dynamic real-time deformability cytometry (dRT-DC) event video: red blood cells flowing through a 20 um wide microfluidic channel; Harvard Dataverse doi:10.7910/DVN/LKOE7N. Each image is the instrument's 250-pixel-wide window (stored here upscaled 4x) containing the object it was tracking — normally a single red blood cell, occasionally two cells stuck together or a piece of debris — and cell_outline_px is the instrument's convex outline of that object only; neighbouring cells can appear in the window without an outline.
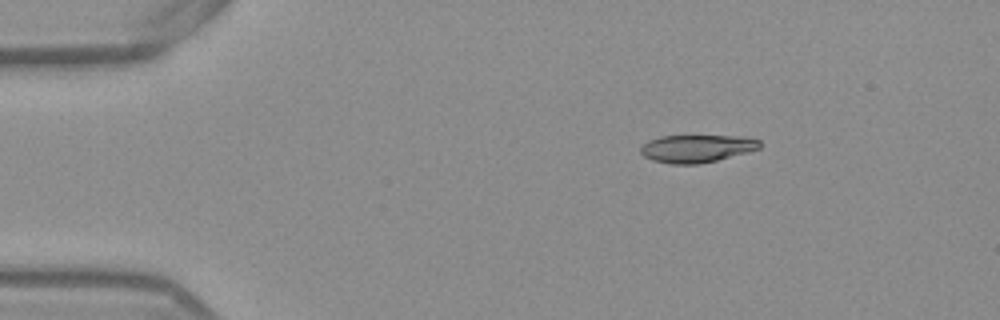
{"species": "Egyptian fruit bat (a non-hibernating species)", "species_latin": "Rousettus aegyptiacus", "temperature_condition": "warm", "stored_images_in_passage": 45, "camera_frame_rate_fps": 3000, "um_per_image_px": 0.085, "frame": {"image": 1, "passage_image": 1, "time_ms": 0.0, "image_size_px": [1000, 320], "cell_outline_px": [[760, 148], [748, 152], [700, 164], [672, 164], [652, 160], [644, 156], [640, 152], [640, 148], [648, 140], [660, 136], [740, 136], [760, 140]], "centroid_in_image_um": [59.2, 12.62], "position_along_channel_um": 25.8, "area_um2": 19.13}}
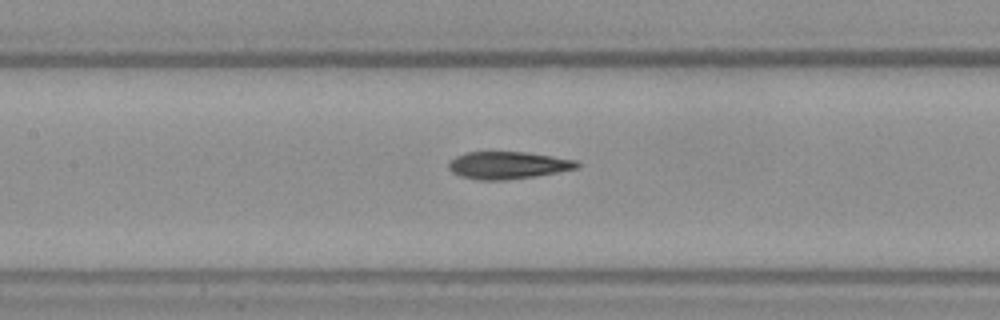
{"frame": {"image": 2, "passage_image": 17, "time_ms": 5.333, "image_size_px": [1000, 320], "cell_outline_px": [[580, 164], [576, 168], [556, 172], [508, 180], [476, 180], [460, 176], [452, 172], [448, 168], [448, 164], [456, 156], [468, 152], [528, 152], [576, 160]], "centroid_in_image_um": [43.14, 14.04], "position_along_channel_um": 164.3, "area_um2": 20.29}}
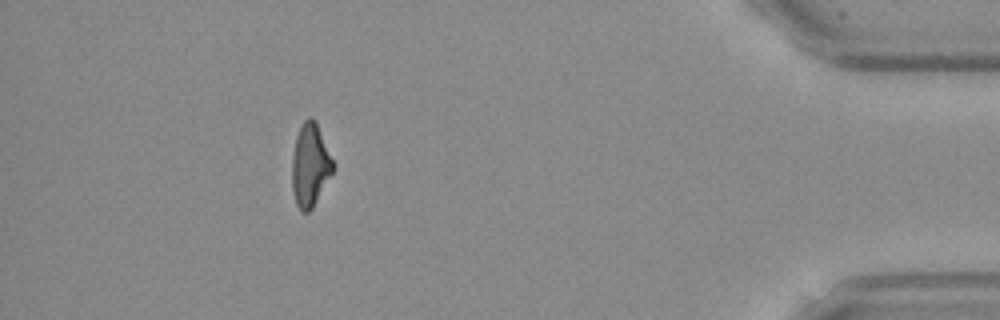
{"frame": {"image": 3, "passage_image": 40, "time_ms": 13.0, "image_size_px": [1000, 320], "cell_outline_px": [[336, 164], [332, 172], [312, 208], [308, 212], [300, 212], [296, 204], [292, 188], [292, 156], [296, 136], [304, 120], [308, 116], [312, 116], [316, 120]], "centroid_in_image_um": [26.37, 14.0], "position_along_channel_um": 408.8, "area_um2": 20.0}, "authors_computed_cell_mechanics": {"area_um2": 20.2878, "velocity_mm_per_s": 3.8995, "shape_relaxation_time_tau1_ms": 10.4377, "shape_relaxation_time_tau2_ms": 3.0272, "deformation_change_tau1": 0.2829, "deformation_change_tau2": 0.1232}}